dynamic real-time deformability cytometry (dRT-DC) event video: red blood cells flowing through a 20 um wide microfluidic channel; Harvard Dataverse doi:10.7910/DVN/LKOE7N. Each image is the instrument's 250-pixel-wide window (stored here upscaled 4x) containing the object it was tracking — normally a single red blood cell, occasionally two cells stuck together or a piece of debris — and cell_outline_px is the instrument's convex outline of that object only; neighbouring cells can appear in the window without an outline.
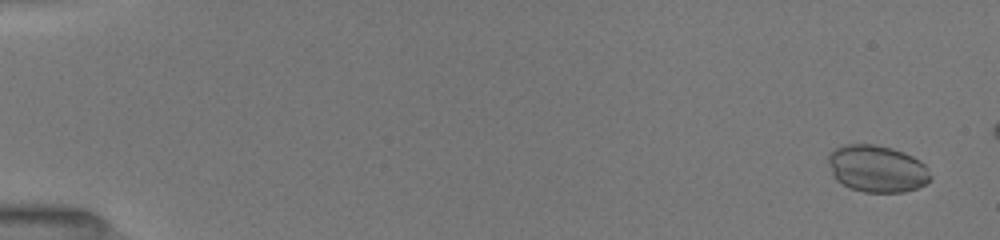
{"species": "common noctule bat (a hibernating species)", "species_latin": "Nyctalus noctula", "temperature_condition": "room temperature", "stored_images_in_passage": 25, "camera_frame_rate_fps": 3000, "um_per_image_px": 0.085, "animal": {"sex": "female", "body_mass_g": 19.5, "forearm_length_mm": 54.1}, "frame": {"image": 1, "passage_image": 4, "time_ms": 0.667, "image_size_px": [1000, 240], "cell_outline_px": [[932, 180], [916, 188], [904, 192], [864, 192], [852, 188], [836, 180], [832, 176], [828, 160], [828, 152], [844, 144], [872, 144], [892, 148], [904, 152], [920, 160], [928, 168], [932, 176]], "centroid_in_image_um": [74.55, 14.33], "position_along_channel_um": 10.4, "area_um2": 28.15}}